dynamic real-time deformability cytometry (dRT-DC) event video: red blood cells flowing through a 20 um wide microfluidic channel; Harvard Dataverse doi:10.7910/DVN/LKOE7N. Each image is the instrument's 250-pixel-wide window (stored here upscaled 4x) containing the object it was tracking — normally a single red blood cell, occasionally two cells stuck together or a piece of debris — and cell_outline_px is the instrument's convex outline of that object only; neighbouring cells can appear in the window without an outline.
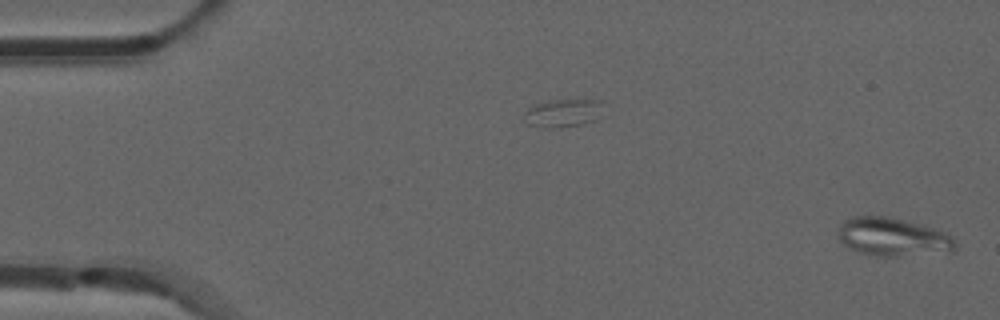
{"species": "common noctule bat (a hibernating species)", "species_latin": "Nyctalus noctula", "temperature_condition": "room temperature", "stored_images_in_passage": 53, "camera_frame_rate_fps": 3000, "um_per_image_px": 0.085, "animal": {"sex": "male", "forearm_length_mm": 52.5}, "frame": {"image": 1, "passage_image": 1, "time_ms": 0.0, "image_size_px": [1000, 320], "cell_outline_px": [[956, 248], [952, 252], [896, 256], [880, 256], [860, 252], [844, 244], [840, 240], [840, 224], [844, 220], [852, 216], [888, 216], [940, 228], [948, 232], [952, 236], [956, 244]], "centroid_in_image_um": [75.99, 20.12], "position_along_channel_um": 9.0, "area_um2": 26.36}}
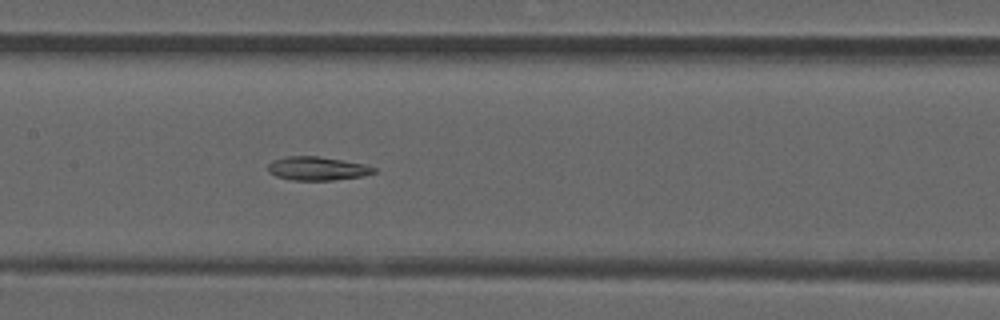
{"frame": {"image": 2, "passage_image": 25, "time_ms": 8.0, "image_size_px": [1000, 320], "cell_outline_px": [[376, 172], [364, 176], [332, 180], [292, 180], [276, 176], [268, 172], [268, 164], [272, 160], [288, 156], [316, 156], [364, 164], [376, 168]], "centroid_in_image_um": [26.95, 14.33], "position_along_channel_um": 180.4, "area_um2": 14.51}}
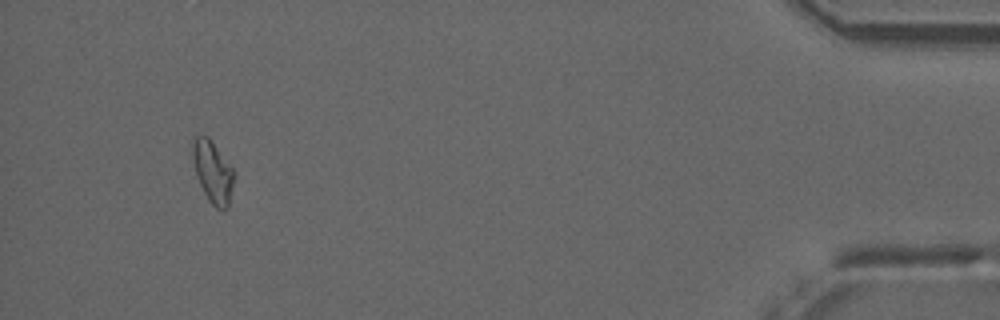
{"frame": {"image": 3, "passage_image": 49, "time_ms": 16.0, "image_size_px": [1000, 320], "cell_outline_px": [[236, 172], [228, 208], [224, 212], [216, 208], [208, 200], [196, 176], [192, 160], [192, 140], [196, 136], [208, 136]], "centroid_in_image_um": [18.1, 14.63], "position_along_channel_um": 417.1, "area_um2": 15.2}}